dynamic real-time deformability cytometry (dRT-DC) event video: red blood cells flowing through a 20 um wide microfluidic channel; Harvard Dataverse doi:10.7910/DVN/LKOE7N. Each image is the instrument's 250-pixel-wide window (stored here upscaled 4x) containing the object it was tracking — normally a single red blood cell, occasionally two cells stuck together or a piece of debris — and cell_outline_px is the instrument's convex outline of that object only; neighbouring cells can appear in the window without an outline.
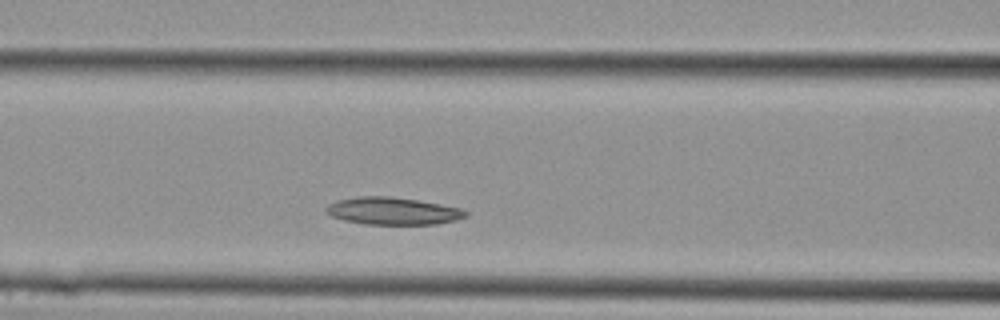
{"species": "Egyptian fruit bat (a non-hibernating species)", "species_latin": "Rousettus aegyptiacus", "temperature_condition": "cold", "stored_images_in_passage": 9, "segment_of_instrument_passage": [1, 2], "camera_frame_rate_fps": 3000, "um_per_image_px": 0.085, "animal": {"sex": "female"}, "frame": {"image": 1, "passage_image": 4, "time_ms": 1.0, "image_size_px": [1000, 320], "cell_outline_px": [[468, 216], [456, 220], [436, 224], [364, 224], [344, 220], [332, 216], [324, 208], [328, 204], [336, 200], [360, 196], [388, 196], [416, 200], [440, 204], [460, 208], [468, 212]], "centroid_in_image_um": [33.39, 17.93], "position_along_channel_um": 133.2, "area_um2": 22.14}}
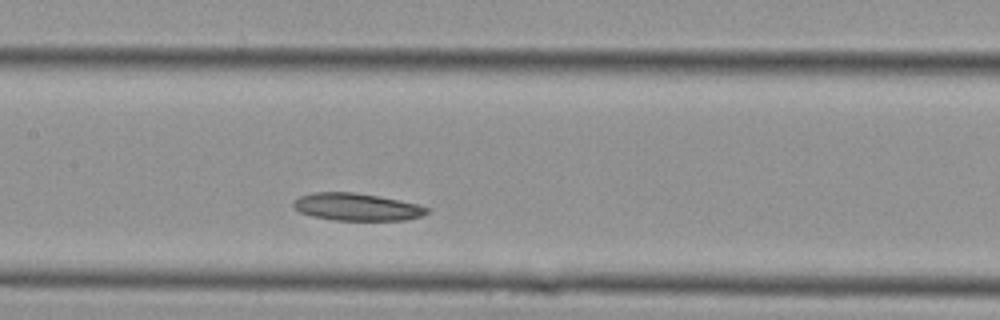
{"frame": {"image": 2, "passage_image": 6, "time_ms": 1.667, "image_size_px": [1000, 320], "cell_outline_px": [[428, 212], [420, 216], [404, 220], [332, 220], [312, 216], [300, 212], [292, 204], [300, 196], [312, 192], [356, 192], [420, 204], [428, 208]], "centroid_in_image_um": [30.32, 17.58], "position_along_channel_um": 177.1, "area_um2": 21.21}}
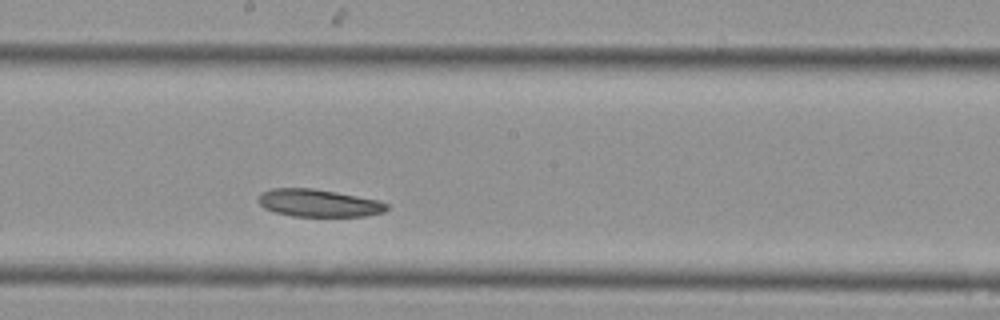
{"frame": {"image": 3, "passage_image": 8, "time_ms": 2.333, "image_size_px": [1000, 320], "cell_outline_px": [[388, 208], [384, 212], [364, 216], [292, 216], [276, 212], [264, 208], [256, 200], [256, 196], [260, 192], [272, 188], [312, 188], [336, 192], [380, 200], [388, 204]], "centroid_in_image_um": [27.05, 17.25], "position_along_channel_um": 221.2, "area_um2": 20.75}}